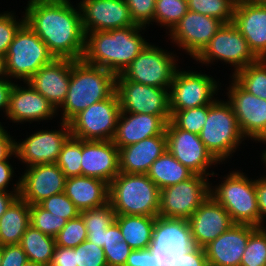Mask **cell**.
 <instances>
[{"label":"cell","mask_w":266,"mask_h":266,"mask_svg":"<svg viewBox=\"0 0 266 266\" xmlns=\"http://www.w3.org/2000/svg\"><path fill=\"white\" fill-rule=\"evenodd\" d=\"M171 266H208L203 247L194 246L189 251L178 256Z\"/></svg>","instance_id":"obj_48"},{"label":"cell","mask_w":266,"mask_h":266,"mask_svg":"<svg viewBox=\"0 0 266 266\" xmlns=\"http://www.w3.org/2000/svg\"><path fill=\"white\" fill-rule=\"evenodd\" d=\"M259 142H262L264 144L266 143V134L263 136V138ZM261 158H262L261 160L263 161V163L266 164V150L263 151Z\"/></svg>","instance_id":"obj_60"},{"label":"cell","mask_w":266,"mask_h":266,"mask_svg":"<svg viewBox=\"0 0 266 266\" xmlns=\"http://www.w3.org/2000/svg\"><path fill=\"white\" fill-rule=\"evenodd\" d=\"M82 176L110 183L120 172L119 148L113 140H82Z\"/></svg>","instance_id":"obj_23"},{"label":"cell","mask_w":266,"mask_h":266,"mask_svg":"<svg viewBox=\"0 0 266 266\" xmlns=\"http://www.w3.org/2000/svg\"><path fill=\"white\" fill-rule=\"evenodd\" d=\"M125 266H157V257L151 248L132 250Z\"/></svg>","instance_id":"obj_50"},{"label":"cell","mask_w":266,"mask_h":266,"mask_svg":"<svg viewBox=\"0 0 266 266\" xmlns=\"http://www.w3.org/2000/svg\"><path fill=\"white\" fill-rule=\"evenodd\" d=\"M155 221L156 217L151 216H115V222L120 228L124 241L132 250L151 248Z\"/></svg>","instance_id":"obj_31"},{"label":"cell","mask_w":266,"mask_h":266,"mask_svg":"<svg viewBox=\"0 0 266 266\" xmlns=\"http://www.w3.org/2000/svg\"><path fill=\"white\" fill-rule=\"evenodd\" d=\"M223 24L217 18L188 10L168 35L173 44L195 59Z\"/></svg>","instance_id":"obj_17"},{"label":"cell","mask_w":266,"mask_h":266,"mask_svg":"<svg viewBox=\"0 0 266 266\" xmlns=\"http://www.w3.org/2000/svg\"><path fill=\"white\" fill-rule=\"evenodd\" d=\"M240 266H266V228L250 235Z\"/></svg>","instance_id":"obj_38"},{"label":"cell","mask_w":266,"mask_h":266,"mask_svg":"<svg viewBox=\"0 0 266 266\" xmlns=\"http://www.w3.org/2000/svg\"><path fill=\"white\" fill-rule=\"evenodd\" d=\"M14 185V190L9 193L0 190V217L6 212L11 203L20 195V178Z\"/></svg>","instance_id":"obj_54"},{"label":"cell","mask_w":266,"mask_h":266,"mask_svg":"<svg viewBox=\"0 0 266 266\" xmlns=\"http://www.w3.org/2000/svg\"><path fill=\"white\" fill-rule=\"evenodd\" d=\"M13 169L10 161L4 160L0 162V190L9 192L7 188L13 177Z\"/></svg>","instance_id":"obj_56"},{"label":"cell","mask_w":266,"mask_h":266,"mask_svg":"<svg viewBox=\"0 0 266 266\" xmlns=\"http://www.w3.org/2000/svg\"><path fill=\"white\" fill-rule=\"evenodd\" d=\"M166 149L194 174L214 176L207 170L219 162L207 150L198 134L178 128L171 120L166 125ZM208 172V173H207Z\"/></svg>","instance_id":"obj_14"},{"label":"cell","mask_w":266,"mask_h":266,"mask_svg":"<svg viewBox=\"0 0 266 266\" xmlns=\"http://www.w3.org/2000/svg\"><path fill=\"white\" fill-rule=\"evenodd\" d=\"M0 79H8V75L6 72V59L4 56L1 55H0Z\"/></svg>","instance_id":"obj_59"},{"label":"cell","mask_w":266,"mask_h":266,"mask_svg":"<svg viewBox=\"0 0 266 266\" xmlns=\"http://www.w3.org/2000/svg\"><path fill=\"white\" fill-rule=\"evenodd\" d=\"M48 266H77L75 248L56 246Z\"/></svg>","instance_id":"obj_51"},{"label":"cell","mask_w":266,"mask_h":266,"mask_svg":"<svg viewBox=\"0 0 266 266\" xmlns=\"http://www.w3.org/2000/svg\"><path fill=\"white\" fill-rule=\"evenodd\" d=\"M146 27L138 25L86 34L83 60L114 74L122 71L149 44L141 36Z\"/></svg>","instance_id":"obj_2"},{"label":"cell","mask_w":266,"mask_h":266,"mask_svg":"<svg viewBox=\"0 0 266 266\" xmlns=\"http://www.w3.org/2000/svg\"><path fill=\"white\" fill-rule=\"evenodd\" d=\"M30 222V225L35 229L55 238L66 225L67 220L62 217H56L39 204H35L30 205Z\"/></svg>","instance_id":"obj_40"},{"label":"cell","mask_w":266,"mask_h":266,"mask_svg":"<svg viewBox=\"0 0 266 266\" xmlns=\"http://www.w3.org/2000/svg\"><path fill=\"white\" fill-rule=\"evenodd\" d=\"M178 69L169 88V108L171 115L177 110L210 105L216 99L218 82L211 76L197 71Z\"/></svg>","instance_id":"obj_13"},{"label":"cell","mask_w":266,"mask_h":266,"mask_svg":"<svg viewBox=\"0 0 266 266\" xmlns=\"http://www.w3.org/2000/svg\"><path fill=\"white\" fill-rule=\"evenodd\" d=\"M194 173L179 162L167 149L151 165L147 176L161 190L189 179Z\"/></svg>","instance_id":"obj_32"},{"label":"cell","mask_w":266,"mask_h":266,"mask_svg":"<svg viewBox=\"0 0 266 266\" xmlns=\"http://www.w3.org/2000/svg\"><path fill=\"white\" fill-rule=\"evenodd\" d=\"M39 205L54 216L62 217L67 221L80 215V211L64 192L44 199Z\"/></svg>","instance_id":"obj_43"},{"label":"cell","mask_w":266,"mask_h":266,"mask_svg":"<svg viewBox=\"0 0 266 266\" xmlns=\"http://www.w3.org/2000/svg\"><path fill=\"white\" fill-rule=\"evenodd\" d=\"M5 131L4 129V126L1 125V122H0V135Z\"/></svg>","instance_id":"obj_64"},{"label":"cell","mask_w":266,"mask_h":266,"mask_svg":"<svg viewBox=\"0 0 266 266\" xmlns=\"http://www.w3.org/2000/svg\"><path fill=\"white\" fill-rule=\"evenodd\" d=\"M87 233L98 231H106V229L115 222V212L111 204L108 202L105 205L90 210L80 212Z\"/></svg>","instance_id":"obj_41"},{"label":"cell","mask_w":266,"mask_h":266,"mask_svg":"<svg viewBox=\"0 0 266 266\" xmlns=\"http://www.w3.org/2000/svg\"><path fill=\"white\" fill-rule=\"evenodd\" d=\"M23 266H47V265H43V264H40V263H35L33 261H27Z\"/></svg>","instance_id":"obj_61"},{"label":"cell","mask_w":266,"mask_h":266,"mask_svg":"<svg viewBox=\"0 0 266 266\" xmlns=\"http://www.w3.org/2000/svg\"><path fill=\"white\" fill-rule=\"evenodd\" d=\"M209 105L190 108L186 110H177L171 115V121L180 129L200 134L207 115Z\"/></svg>","instance_id":"obj_39"},{"label":"cell","mask_w":266,"mask_h":266,"mask_svg":"<svg viewBox=\"0 0 266 266\" xmlns=\"http://www.w3.org/2000/svg\"><path fill=\"white\" fill-rule=\"evenodd\" d=\"M121 112L161 116L167 123L171 119L169 89L154 87L116 77Z\"/></svg>","instance_id":"obj_12"},{"label":"cell","mask_w":266,"mask_h":266,"mask_svg":"<svg viewBox=\"0 0 266 266\" xmlns=\"http://www.w3.org/2000/svg\"><path fill=\"white\" fill-rule=\"evenodd\" d=\"M27 261L26 253L19 244L3 245L1 266H23Z\"/></svg>","instance_id":"obj_49"},{"label":"cell","mask_w":266,"mask_h":266,"mask_svg":"<svg viewBox=\"0 0 266 266\" xmlns=\"http://www.w3.org/2000/svg\"><path fill=\"white\" fill-rule=\"evenodd\" d=\"M233 24L258 59H266V5L237 0Z\"/></svg>","instance_id":"obj_24"},{"label":"cell","mask_w":266,"mask_h":266,"mask_svg":"<svg viewBox=\"0 0 266 266\" xmlns=\"http://www.w3.org/2000/svg\"><path fill=\"white\" fill-rule=\"evenodd\" d=\"M255 226L234 224L204 247L208 266H240Z\"/></svg>","instance_id":"obj_22"},{"label":"cell","mask_w":266,"mask_h":266,"mask_svg":"<svg viewBox=\"0 0 266 266\" xmlns=\"http://www.w3.org/2000/svg\"><path fill=\"white\" fill-rule=\"evenodd\" d=\"M71 77V59L54 58L27 82L58 111L66 99Z\"/></svg>","instance_id":"obj_25"},{"label":"cell","mask_w":266,"mask_h":266,"mask_svg":"<svg viewBox=\"0 0 266 266\" xmlns=\"http://www.w3.org/2000/svg\"><path fill=\"white\" fill-rule=\"evenodd\" d=\"M78 6L85 35L135 26L125 0H82Z\"/></svg>","instance_id":"obj_19"},{"label":"cell","mask_w":266,"mask_h":266,"mask_svg":"<svg viewBox=\"0 0 266 266\" xmlns=\"http://www.w3.org/2000/svg\"><path fill=\"white\" fill-rule=\"evenodd\" d=\"M82 140L70 136L63 144L56 164L68 177L81 176Z\"/></svg>","instance_id":"obj_36"},{"label":"cell","mask_w":266,"mask_h":266,"mask_svg":"<svg viewBox=\"0 0 266 266\" xmlns=\"http://www.w3.org/2000/svg\"><path fill=\"white\" fill-rule=\"evenodd\" d=\"M232 79L244 90L266 100V59H258L232 74Z\"/></svg>","instance_id":"obj_34"},{"label":"cell","mask_w":266,"mask_h":266,"mask_svg":"<svg viewBox=\"0 0 266 266\" xmlns=\"http://www.w3.org/2000/svg\"><path fill=\"white\" fill-rule=\"evenodd\" d=\"M12 138L13 137H11L6 130L0 135V162L8 160L11 157V155L16 156L15 152L16 141Z\"/></svg>","instance_id":"obj_53"},{"label":"cell","mask_w":266,"mask_h":266,"mask_svg":"<svg viewBox=\"0 0 266 266\" xmlns=\"http://www.w3.org/2000/svg\"><path fill=\"white\" fill-rule=\"evenodd\" d=\"M244 174L233 170L219 186L210 188V195L227 210L234 224L260 228L255 180Z\"/></svg>","instance_id":"obj_6"},{"label":"cell","mask_w":266,"mask_h":266,"mask_svg":"<svg viewBox=\"0 0 266 266\" xmlns=\"http://www.w3.org/2000/svg\"><path fill=\"white\" fill-rule=\"evenodd\" d=\"M194 246L188 220L156 217L151 249L157 257V266H171L178 256Z\"/></svg>","instance_id":"obj_15"},{"label":"cell","mask_w":266,"mask_h":266,"mask_svg":"<svg viewBox=\"0 0 266 266\" xmlns=\"http://www.w3.org/2000/svg\"><path fill=\"white\" fill-rule=\"evenodd\" d=\"M20 177V197L35 205L52 195L64 192L67 177L56 163L26 167Z\"/></svg>","instance_id":"obj_20"},{"label":"cell","mask_w":266,"mask_h":266,"mask_svg":"<svg viewBox=\"0 0 266 266\" xmlns=\"http://www.w3.org/2000/svg\"><path fill=\"white\" fill-rule=\"evenodd\" d=\"M188 222L194 245L203 248L234 225L227 210L211 195L192 214Z\"/></svg>","instance_id":"obj_21"},{"label":"cell","mask_w":266,"mask_h":266,"mask_svg":"<svg viewBox=\"0 0 266 266\" xmlns=\"http://www.w3.org/2000/svg\"><path fill=\"white\" fill-rule=\"evenodd\" d=\"M210 185L206 176L193 174L189 179L161 189L159 216L188 220L209 197Z\"/></svg>","instance_id":"obj_10"},{"label":"cell","mask_w":266,"mask_h":266,"mask_svg":"<svg viewBox=\"0 0 266 266\" xmlns=\"http://www.w3.org/2000/svg\"><path fill=\"white\" fill-rule=\"evenodd\" d=\"M11 12L0 13V55H6L9 45L13 42L14 36L19 28L25 23V16L21 21Z\"/></svg>","instance_id":"obj_44"},{"label":"cell","mask_w":266,"mask_h":266,"mask_svg":"<svg viewBox=\"0 0 266 266\" xmlns=\"http://www.w3.org/2000/svg\"><path fill=\"white\" fill-rule=\"evenodd\" d=\"M25 87L14 84L10 94L7 119L14 123L50 120L57 114L54 106L28 82ZM27 86V87H26ZM49 118V119H48Z\"/></svg>","instance_id":"obj_26"},{"label":"cell","mask_w":266,"mask_h":266,"mask_svg":"<svg viewBox=\"0 0 266 266\" xmlns=\"http://www.w3.org/2000/svg\"><path fill=\"white\" fill-rule=\"evenodd\" d=\"M199 137L219 163L230 158L245 139L231 105L217 98L209 105Z\"/></svg>","instance_id":"obj_5"},{"label":"cell","mask_w":266,"mask_h":266,"mask_svg":"<svg viewBox=\"0 0 266 266\" xmlns=\"http://www.w3.org/2000/svg\"><path fill=\"white\" fill-rule=\"evenodd\" d=\"M248 1L256 4L266 5V0H248Z\"/></svg>","instance_id":"obj_62"},{"label":"cell","mask_w":266,"mask_h":266,"mask_svg":"<svg viewBox=\"0 0 266 266\" xmlns=\"http://www.w3.org/2000/svg\"><path fill=\"white\" fill-rule=\"evenodd\" d=\"M19 245L29 261L48 266L56 247V240L30 225L23 234Z\"/></svg>","instance_id":"obj_33"},{"label":"cell","mask_w":266,"mask_h":266,"mask_svg":"<svg viewBox=\"0 0 266 266\" xmlns=\"http://www.w3.org/2000/svg\"><path fill=\"white\" fill-rule=\"evenodd\" d=\"M77 266H106L104 251L102 247L85 240L75 247Z\"/></svg>","instance_id":"obj_45"},{"label":"cell","mask_w":266,"mask_h":266,"mask_svg":"<svg viewBox=\"0 0 266 266\" xmlns=\"http://www.w3.org/2000/svg\"><path fill=\"white\" fill-rule=\"evenodd\" d=\"M87 230L82 217L68 220L55 237L56 246L75 248L87 240Z\"/></svg>","instance_id":"obj_42"},{"label":"cell","mask_w":266,"mask_h":266,"mask_svg":"<svg viewBox=\"0 0 266 266\" xmlns=\"http://www.w3.org/2000/svg\"><path fill=\"white\" fill-rule=\"evenodd\" d=\"M30 223V205L18 196L0 217V245L19 244Z\"/></svg>","instance_id":"obj_30"},{"label":"cell","mask_w":266,"mask_h":266,"mask_svg":"<svg viewBox=\"0 0 266 266\" xmlns=\"http://www.w3.org/2000/svg\"><path fill=\"white\" fill-rule=\"evenodd\" d=\"M104 238H105V231H98L93 233L87 234V240L96 246L102 247L104 246Z\"/></svg>","instance_id":"obj_58"},{"label":"cell","mask_w":266,"mask_h":266,"mask_svg":"<svg viewBox=\"0 0 266 266\" xmlns=\"http://www.w3.org/2000/svg\"><path fill=\"white\" fill-rule=\"evenodd\" d=\"M61 129L39 130L31 134L22 142H15L16 157L27 167L56 163L63 144L71 136L70 126L67 122H60Z\"/></svg>","instance_id":"obj_18"},{"label":"cell","mask_w":266,"mask_h":266,"mask_svg":"<svg viewBox=\"0 0 266 266\" xmlns=\"http://www.w3.org/2000/svg\"><path fill=\"white\" fill-rule=\"evenodd\" d=\"M228 103L245 138L260 141L266 134V100L244 90L234 79L227 89Z\"/></svg>","instance_id":"obj_16"},{"label":"cell","mask_w":266,"mask_h":266,"mask_svg":"<svg viewBox=\"0 0 266 266\" xmlns=\"http://www.w3.org/2000/svg\"><path fill=\"white\" fill-rule=\"evenodd\" d=\"M109 184L88 176L68 177L64 193L81 212L108 203Z\"/></svg>","instance_id":"obj_29"},{"label":"cell","mask_w":266,"mask_h":266,"mask_svg":"<svg viewBox=\"0 0 266 266\" xmlns=\"http://www.w3.org/2000/svg\"><path fill=\"white\" fill-rule=\"evenodd\" d=\"M120 102L115 92L75 115L69 122L71 136L81 140H113L120 115Z\"/></svg>","instance_id":"obj_8"},{"label":"cell","mask_w":266,"mask_h":266,"mask_svg":"<svg viewBox=\"0 0 266 266\" xmlns=\"http://www.w3.org/2000/svg\"><path fill=\"white\" fill-rule=\"evenodd\" d=\"M203 64L221 60L234 66V73L255 63L258 58L250 50L246 39L233 23L223 24L208 45L195 58Z\"/></svg>","instance_id":"obj_11"},{"label":"cell","mask_w":266,"mask_h":266,"mask_svg":"<svg viewBox=\"0 0 266 266\" xmlns=\"http://www.w3.org/2000/svg\"><path fill=\"white\" fill-rule=\"evenodd\" d=\"M2 256H3V246L0 245V266L2 263Z\"/></svg>","instance_id":"obj_63"},{"label":"cell","mask_w":266,"mask_h":266,"mask_svg":"<svg viewBox=\"0 0 266 266\" xmlns=\"http://www.w3.org/2000/svg\"><path fill=\"white\" fill-rule=\"evenodd\" d=\"M14 84L15 83L11 79H0V110H3L6 114Z\"/></svg>","instance_id":"obj_55"},{"label":"cell","mask_w":266,"mask_h":266,"mask_svg":"<svg viewBox=\"0 0 266 266\" xmlns=\"http://www.w3.org/2000/svg\"><path fill=\"white\" fill-rule=\"evenodd\" d=\"M174 56L149 43L120 75L125 80L169 89L178 70Z\"/></svg>","instance_id":"obj_9"},{"label":"cell","mask_w":266,"mask_h":266,"mask_svg":"<svg viewBox=\"0 0 266 266\" xmlns=\"http://www.w3.org/2000/svg\"><path fill=\"white\" fill-rule=\"evenodd\" d=\"M103 251L107 265L125 266L132 249L123 241L118 244H105L103 246Z\"/></svg>","instance_id":"obj_47"},{"label":"cell","mask_w":266,"mask_h":266,"mask_svg":"<svg viewBox=\"0 0 266 266\" xmlns=\"http://www.w3.org/2000/svg\"><path fill=\"white\" fill-rule=\"evenodd\" d=\"M113 72L86 63L83 59L71 60V77L63 102L61 121L69 122L75 115L92 104L110 98L116 92Z\"/></svg>","instance_id":"obj_3"},{"label":"cell","mask_w":266,"mask_h":266,"mask_svg":"<svg viewBox=\"0 0 266 266\" xmlns=\"http://www.w3.org/2000/svg\"><path fill=\"white\" fill-rule=\"evenodd\" d=\"M188 12V0H156L154 22L171 31Z\"/></svg>","instance_id":"obj_37"},{"label":"cell","mask_w":266,"mask_h":266,"mask_svg":"<svg viewBox=\"0 0 266 266\" xmlns=\"http://www.w3.org/2000/svg\"><path fill=\"white\" fill-rule=\"evenodd\" d=\"M266 166V165H265ZM255 189L259 209L260 228H266L263 225L266 218V177L255 179Z\"/></svg>","instance_id":"obj_52"},{"label":"cell","mask_w":266,"mask_h":266,"mask_svg":"<svg viewBox=\"0 0 266 266\" xmlns=\"http://www.w3.org/2000/svg\"><path fill=\"white\" fill-rule=\"evenodd\" d=\"M165 151V132L119 148L120 172L147 174L152 163Z\"/></svg>","instance_id":"obj_28"},{"label":"cell","mask_w":266,"mask_h":266,"mask_svg":"<svg viewBox=\"0 0 266 266\" xmlns=\"http://www.w3.org/2000/svg\"><path fill=\"white\" fill-rule=\"evenodd\" d=\"M156 0H125L135 25L146 27L154 22Z\"/></svg>","instance_id":"obj_46"},{"label":"cell","mask_w":266,"mask_h":266,"mask_svg":"<svg viewBox=\"0 0 266 266\" xmlns=\"http://www.w3.org/2000/svg\"><path fill=\"white\" fill-rule=\"evenodd\" d=\"M237 0H188V10L233 23Z\"/></svg>","instance_id":"obj_35"},{"label":"cell","mask_w":266,"mask_h":266,"mask_svg":"<svg viewBox=\"0 0 266 266\" xmlns=\"http://www.w3.org/2000/svg\"><path fill=\"white\" fill-rule=\"evenodd\" d=\"M124 241L120 228L116 222L111 224L105 231L104 245L105 244H118Z\"/></svg>","instance_id":"obj_57"},{"label":"cell","mask_w":266,"mask_h":266,"mask_svg":"<svg viewBox=\"0 0 266 266\" xmlns=\"http://www.w3.org/2000/svg\"><path fill=\"white\" fill-rule=\"evenodd\" d=\"M77 7L70 0H29L24 9L25 23L54 58L83 59L86 35Z\"/></svg>","instance_id":"obj_1"},{"label":"cell","mask_w":266,"mask_h":266,"mask_svg":"<svg viewBox=\"0 0 266 266\" xmlns=\"http://www.w3.org/2000/svg\"><path fill=\"white\" fill-rule=\"evenodd\" d=\"M5 59L8 78L20 79L25 83L54 56L40 37L24 23L9 45Z\"/></svg>","instance_id":"obj_7"},{"label":"cell","mask_w":266,"mask_h":266,"mask_svg":"<svg viewBox=\"0 0 266 266\" xmlns=\"http://www.w3.org/2000/svg\"><path fill=\"white\" fill-rule=\"evenodd\" d=\"M166 125L167 122L161 116L120 112L113 142L118 148H122L155 135H162Z\"/></svg>","instance_id":"obj_27"},{"label":"cell","mask_w":266,"mask_h":266,"mask_svg":"<svg viewBox=\"0 0 266 266\" xmlns=\"http://www.w3.org/2000/svg\"><path fill=\"white\" fill-rule=\"evenodd\" d=\"M160 189L147 174L119 172L109 183L108 202L116 215L159 216Z\"/></svg>","instance_id":"obj_4"}]
</instances>
